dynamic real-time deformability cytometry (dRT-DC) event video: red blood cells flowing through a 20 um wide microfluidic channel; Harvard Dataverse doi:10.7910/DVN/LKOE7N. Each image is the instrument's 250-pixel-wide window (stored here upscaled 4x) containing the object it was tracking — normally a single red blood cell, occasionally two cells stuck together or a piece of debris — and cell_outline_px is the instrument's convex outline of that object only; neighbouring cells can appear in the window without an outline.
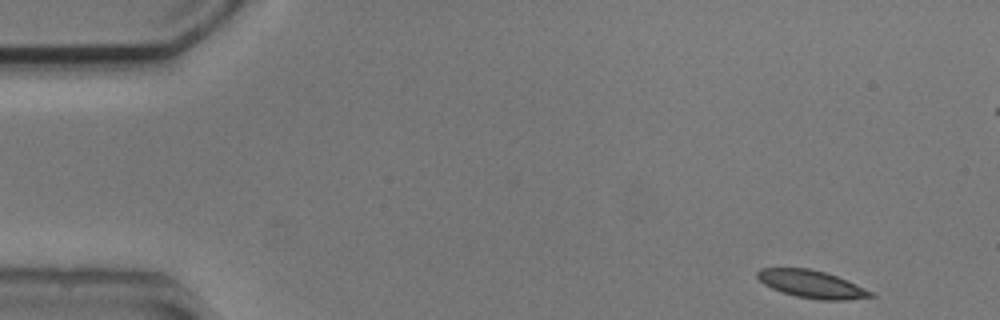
{"species": "common noctule bat (a hibernating species)", "species_latin": "Nyctalus noctula", "temperature_condition": "cold", "stored_images_in_passage": 51, "camera_frame_rate_fps": 3000, "um_per_image_px": 0.085, "animal": {"sex": "male", "body_mass_g": 20.5, "forearm_length_mm": 52.5}, "frame": {"image": 1, "passage_image": 1, "time_ms": 0.0, "image_size_px": [1000, 320], "cell_outline_px": [[876, 296], [844, 300], [820, 300], [796, 296], [772, 288], [764, 284], [756, 276], [756, 272], [760, 268], [808, 268], [824, 272], [848, 280], [872, 292]], "centroid_in_image_um": [68.98, 24.15], "position_along_channel_um": 16.0, "area_um2": 18.03}}
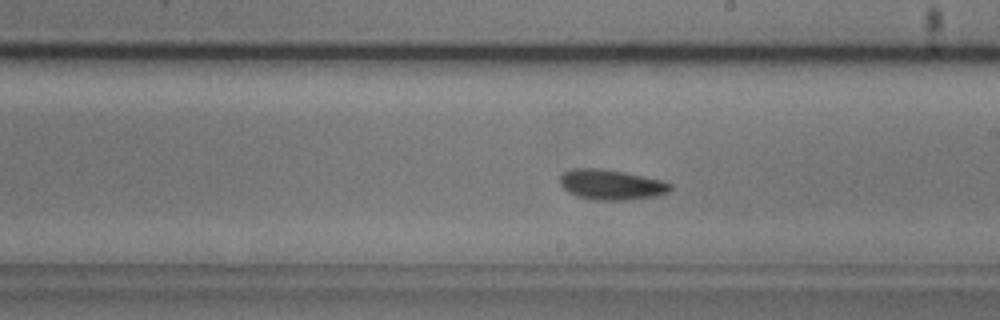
{"frame": {"image": 2, "passage_image": 27, "time_ms": 8.667, "image_size_px": [1000, 320], "cell_outline_px": [[672, 188], [668, 192], [656, 196], [624, 200], [592, 200], [576, 196], [568, 192], [560, 184], [560, 176], [564, 172], [572, 168], [596, 168], [624, 172], [664, 180], [672, 184]], "centroid_in_image_um": [51.96, 15.7], "position_along_channel_um": 237.0, "area_um2": 19.54}}
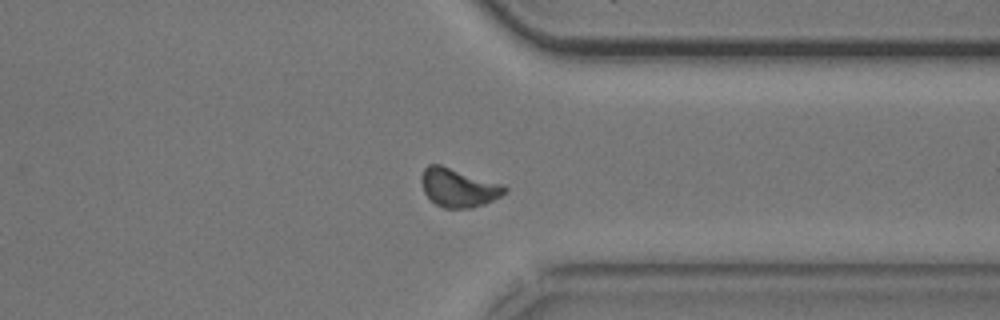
{"frame": {"image": 3, "passage_image": 38, "time_ms": 12.333, "image_size_px": [1000, 320], "cell_outline_px": [[508, 192], [484, 204], [472, 208], [444, 208], [436, 204], [424, 192], [420, 180], [420, 176], [424, 168], [428, 164], [440, 164], [504, 184], [508, 188]], "centroid_in_image_um": [38.98, 15.93], "position_along_channel_um": 372.4, "area_um2": 18.9}, "authors_computed_cell_mechanics": {"area_um2": 18.4382, "velocity_mm_per_s": 3.75, "shape_relaxation_time_tau1_ms": 3.215, "shape_relaxation_time_tau2_ms": 4.5182, "deformation_change_tau1": 0.09, "deformation_change_tau2": 0.0973}}